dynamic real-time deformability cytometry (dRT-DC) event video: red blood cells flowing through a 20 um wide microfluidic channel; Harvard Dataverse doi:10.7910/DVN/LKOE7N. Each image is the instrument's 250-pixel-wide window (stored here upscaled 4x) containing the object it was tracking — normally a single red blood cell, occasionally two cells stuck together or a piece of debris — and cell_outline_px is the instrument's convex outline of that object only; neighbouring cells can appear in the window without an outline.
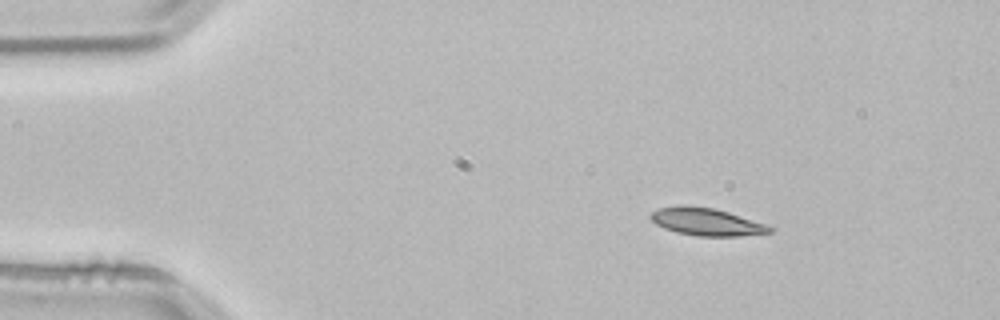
{"species": "common noctule bat (a hibernating species)", "species_latin": "Nyctalus noctula", "temperature_condition": "room temperature", "stored_images_in_passage": 2, "camera_frame_rate_fps": 3000, "um_per_image_px": 0.085, "animal": {"sex": "male", "body_mass_g": 21.5, "forearm_length_mm": 52.0}, "frame": {"image": 1, "passage_image": 1, "time_ms": 0.0, "image_size_px": [1000, 320], "cell_outline_px": [[776, 228], [772, 232], [740, 236], [696, 236], [676, 232], [664, 228], [656, 224], [648, 216], [656, 208], [676, 204], [688, 204], [712, 208], [728, 212], [768, 224]], "centroid_in_image_um": [60.03, 18.84], "position_along_channel_um": 25.0, "area_um2": 19.54}}